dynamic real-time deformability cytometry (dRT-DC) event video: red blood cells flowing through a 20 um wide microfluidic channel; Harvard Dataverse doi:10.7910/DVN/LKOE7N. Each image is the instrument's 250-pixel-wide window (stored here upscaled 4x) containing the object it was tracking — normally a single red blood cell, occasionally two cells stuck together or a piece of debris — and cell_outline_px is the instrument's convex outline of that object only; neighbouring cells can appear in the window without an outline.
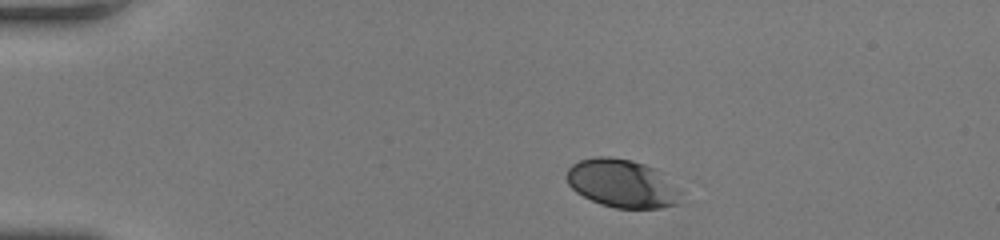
{"species": "human", "species_latin": "Homo sapiens", "temperature_condition": "room temperature", "stored_images_in_passage": 41, "camera_frame_rate_fps": 3000, "um_per_image_px": 0.085, "donor": {"sex": "female"}, "frame": {"image": 1, "passage_image": 1, "time_ms": 0.0, "image_size_px": [1000, 240], "cell_outline_px": [[680, 192], [676, 204], [660, 208], [616, 208], [600, 204], [576, 192], [568, 184], [564, 176], [568, 168], [572, 164], [580, 160], [600, 156], [608, 156], [632, 160], [656, 168], [680, 188]], "centroid_in_image_um": [52.85, 15.58], "position_along_channel_um": 32.1, "area_um2": 32.19}}
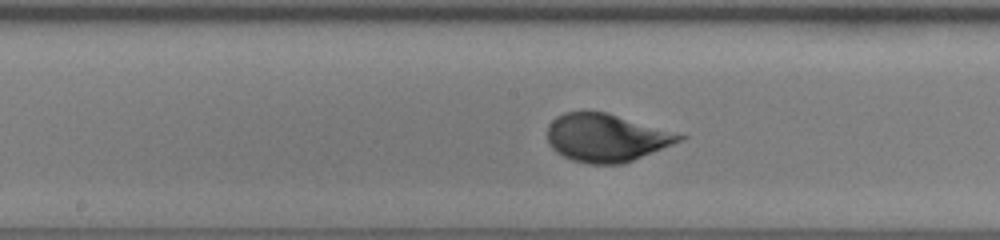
{"frame": {"image": 2, "passage_image": 18, "time_ms": 5.667, "image_size_px": [1000, 240], "cell_outline_px": [[688, 136], [684, 140], [624, 164], [588, 164], [572, 160], [556, 152], [548, 144], [548, 124], [556, 116], [564, 112], [608, 112]], "centroid_in_image_um": [51.54, 11.71], "position_along_channel_um": 196.7, "area_um2": 37.05}}
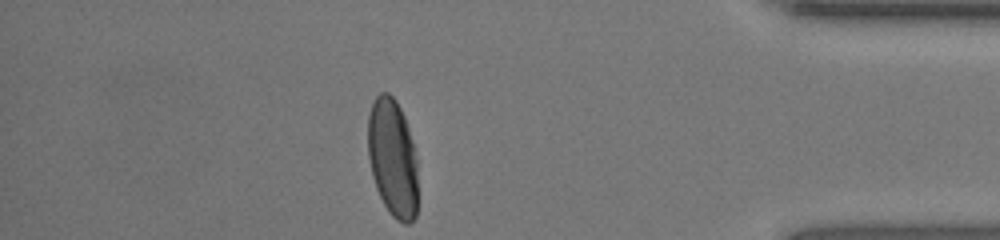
{"frame": {"image": 3, "passage_image": 35, "time_ms": 11.333, "image_size_px": [1000, 240], "cell_outline_px": [[416, 216], [408, 224], [404, 224], [396, 220], [392, 216], [384, 204], [376, 188], [372, 176], [368, 156], [368, 116], [372, 104], [376, 96], [380, 92], [388, 92], [396, 100], [404, 116], [412, 140], [416, 156]], "centroid_in_image_um": [33.36, 13.42], "position_along_channel_um": 401.8, "area_um2": 34.28}, "authors_computed_cell_mechanics": {"area_um2": 35.3736, "velocity_mm_per_s": 4.1871, "shape_relaxation_time_tau1_ms": 2.923, "shape_relaxation_time_tau2_ms": null, "deformation_change_tau1": 0.1519, "deformation_change_tau2": null}}